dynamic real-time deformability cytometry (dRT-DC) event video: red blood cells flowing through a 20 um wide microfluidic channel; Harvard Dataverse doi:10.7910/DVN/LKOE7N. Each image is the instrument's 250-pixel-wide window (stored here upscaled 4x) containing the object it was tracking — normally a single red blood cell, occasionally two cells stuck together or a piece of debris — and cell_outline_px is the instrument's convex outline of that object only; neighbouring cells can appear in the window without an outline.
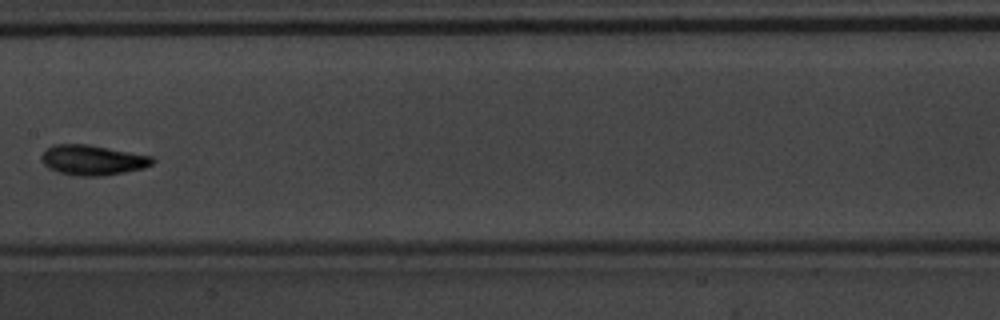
{"species": "common noctule bat (a hibernating species)", "species_latin": "Nyctalus noctula", "temperature_condition": "warm", "stored_images_in_passage": 10, "camera_frame_rate_fps": 3000, "um_per_image_px": 0.085, "animal": {"sex": "male", "body_mass_g": 20.1, "forearm_length_mm": 53.5}, "frame": {"image": 1, "passage_image": 9, "time_ms": 2.667, "image_size_px": [1000, 320], "cell_outline_px": [[156, 160], [152, 164], [144, 168], [104, 176], [76, 176], [60, 172], [48, 168], [40, 160], [40, 156], [52, 144], [88, 144], [152, 156]], "centroid_in_image_um": [7.87, 13.6], "position_along_channel_um": 199.5, "area_um2": 19.54}}